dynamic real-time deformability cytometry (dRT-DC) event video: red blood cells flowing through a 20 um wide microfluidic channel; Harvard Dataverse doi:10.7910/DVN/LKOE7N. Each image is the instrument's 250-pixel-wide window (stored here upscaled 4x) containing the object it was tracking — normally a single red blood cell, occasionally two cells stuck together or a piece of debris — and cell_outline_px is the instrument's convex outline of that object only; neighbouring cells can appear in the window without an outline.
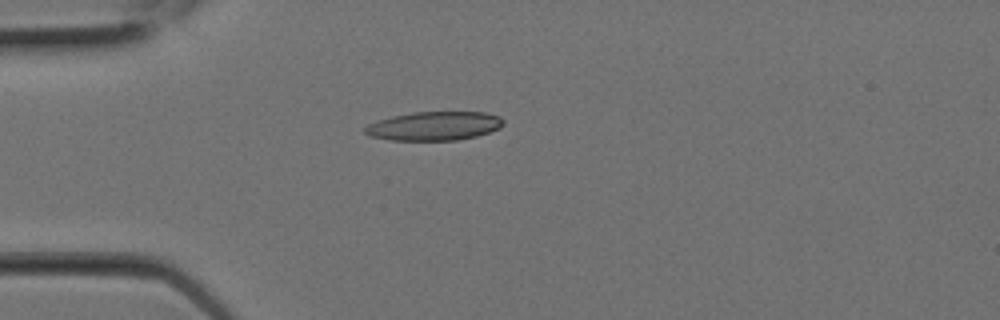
{"species": "Egyptian fruit bat (a non-hibernating species)", "species_latin": "Rousettus aegyptiacus", "temperature_condition": "room temperature", "stored_images_in_passage": 6, "camera_frame_rate_fps": 3000, "um_per_image_px": 0.085, "animal": {"sex": "female"}, "frame": {"image": 1, "passage_image": 4, "time_ms": 1.0, "image_size_px": [1000, 320], "cell_outline_px": [[504, 124], [500, 128], [476, 136], [456, 140], [392, 140], [368, 136], [364, 132], [364, 128], [368, 124], [376, 120], [392, 116], [412, 112], [484, 112], [500, 116], [504, 120]], "centroid_in_image_um": [36.89, 10.7], "position_along_channel_um": 48.1, "area_um2": 23.35}}
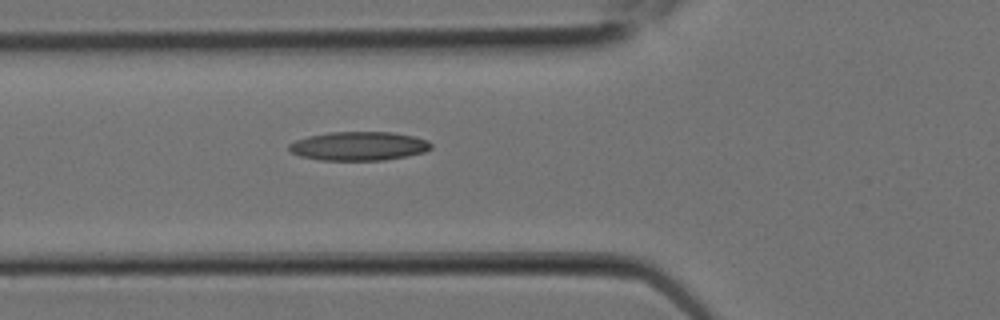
{"frame": {"image": 2, "passage_image": 6, "time_ms": 1.667, "image_size_px": [1000, 320], "cell_outline_px": [[432, 148], [424, 152], [408, 156], [384, 160], [320, 160], [300, 156], [292, 152], [288, 148], [288, 144], [296, 140], [308, 136], [332, 132], [392, 132], [412, 136], [428, 140], [432, 144]], "centroid_in_image_um": [30.51, 12.42], "position_along_channel_um": 95.3, "area_um2": 23.87}}